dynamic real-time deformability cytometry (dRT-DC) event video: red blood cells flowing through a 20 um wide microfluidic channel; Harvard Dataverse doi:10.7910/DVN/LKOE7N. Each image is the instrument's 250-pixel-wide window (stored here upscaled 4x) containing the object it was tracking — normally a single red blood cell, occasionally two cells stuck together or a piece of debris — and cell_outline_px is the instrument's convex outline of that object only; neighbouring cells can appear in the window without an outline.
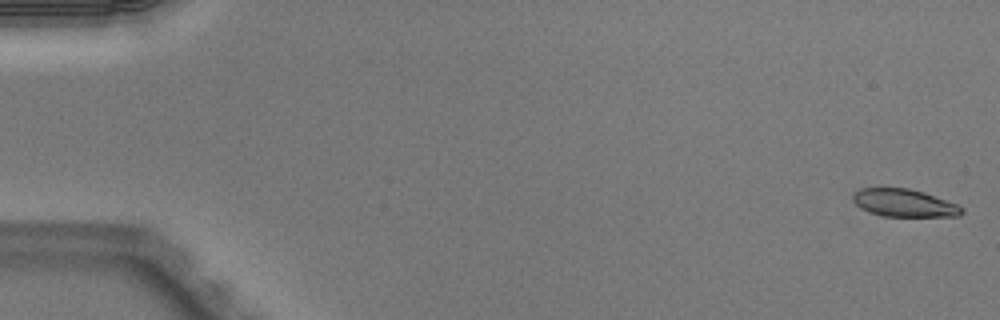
{"species": "Egyptian fruit bat (a non-hibernating species)", "species_latin": "Rousettus aegyptiacus", "temperature_condition": "warm", "stored_images_in_passage": 11, "camera_frame_rate_fps": 3000, "um_per_image_px": 0.085, "animal": {"sex": "male"}, "frame": {"image": 1, "passage_image": 1, "time_ms": 0.0, "image_size_px": [1000, 320], "cell_outline_px": [[964, 212], [960, 216], [884, 216], [868, 212], [860, 208], [852, 200], [852, 196], [860, 188], [908, 188], [924, 192], [956, 204], [964, 208]], "centroid_in_image_um": [76.84, 17.25], "position_along_channel_um": 8.2, "area_um2": 17.51}}